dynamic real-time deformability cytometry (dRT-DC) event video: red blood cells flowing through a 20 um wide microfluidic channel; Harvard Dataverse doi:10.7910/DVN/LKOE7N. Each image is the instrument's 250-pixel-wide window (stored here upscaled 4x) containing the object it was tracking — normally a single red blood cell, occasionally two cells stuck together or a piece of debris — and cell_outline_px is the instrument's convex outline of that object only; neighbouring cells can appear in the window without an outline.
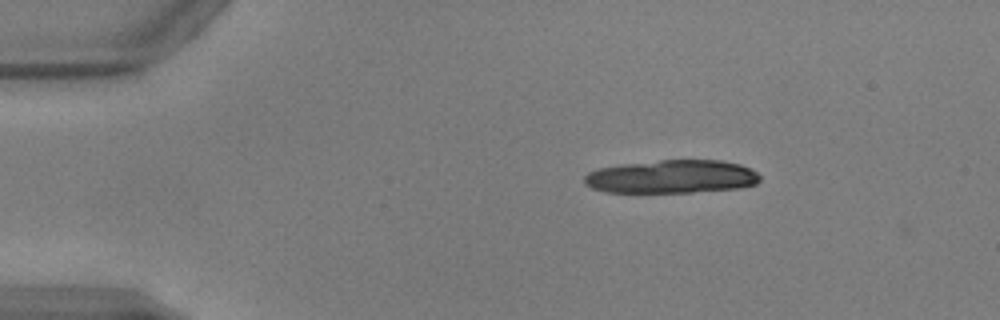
{"species": "common noctule bat (a hibernating species)", "species_latin": "Nyctalus noctula", "temperature_condition": "warm", "stored_images_in_passage": 11, "camera_frame_rate_fps": 3000, "um_per_image_px": 0.085, "animal": {"sex": "male", "body_mass_g": 17.9, "forearm_length_mm": 54.2}, "frame": {"image": 1, "passage_image": 1, "time_ms": 0.0, "image_size_px": [1000, 320], "cell_outline_px": [[760, 180], [756, 184], [736, 188], [692, 192], [604, 192], [592, 188], [584, 184], [584, 176], [588, 172], [596, 168], [624, 164], [660, 160], [724, 160], [740, 164], [756, 172], [760, 176]], "centroid_in_image_um": [57.06, 15.01], "position_along_channel_um": 27.9, "area_um2": 34.1}}